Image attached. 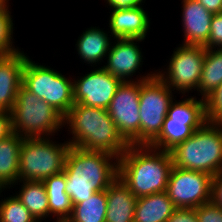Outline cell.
Segmentation results:
<instances>
[{"mask_svg":"<svg viewBox=\"0 0 222 222\" xmlns=\"http://www.w3.org/2000/svg\"><path fill=\"white\" fill-rule=\"evenodd\" d=\"M169 152L178 168L216 175L222 170V123L206 122Z\"/></svg>","mask_w":222,"mask_h":222,"instance_id":"obj_4","label":"cell"},{"mask_svg":"<svg viewBox=\"0 0 222 222\" xmlns=\"http://www.w3.org/2000/svg\"><path fill=\"white\" fill-rule=\"evenodd\" d=\"M206 119L210 123H222V83L205 99Z\"/></svg>","mask_w":222,"mask_h":222,"instance_id":"obj_28","label":"cell"},{"mask_svg":"<svg viewBox=\"0 0 222 222\" xmlns=\"http://www.w3.org/2000/svg\"><path fill=\"white\" fill-rule=\"evenodd\" d=\"M167 222H199L195 208H177Z\"/></svg>","mask_w":222,"mask_h":222,"instance_id":"obj_31","label":"cell"},{"mask_svg":"<svg viewBox=\"0 0 222 222\" xmlns=\"http://www.w3.org/2000/svg\"><path fill=\"white\" fill-rule=\"evenodd\" d=\"M176 209L166 191L138 197L133 222H167Z\"/></svg>","mask_w":222,"mask_h":222,"instance_id":"obj_21","label":"cell"},{"mask_svg":"<svg viewBox=\"0 0 222 222\" xmlns=\"http://www.w3.org/2000/svg\"><path fill=\"white\" fill-rule=\"evenodd\" d=\"M206 48L202 45H179L164 70H156V74L174 92L189 93L196 91L201 79ZM158 71V72H157ZM193 89V90H192Z\"/></svg>","mask_w":222,"mask_h":222,"instance_id":"obj_10","label":"cell"},{"mask_svg":"<svg viewBox=\"0 0 222 222\" xmlns=\"http://www.w3.org/2000/svg\"><path fill=\"white\" fill-rule=\"evenodd\" d=\"M66 192L73 205L88 200L118 178V158L106 152L70 146L65 157Z\"/></svg>","mask_w":222,"mask_h":222,"instance_id":"obj_1","label":"cell"},{"mask_svg":"<svg viewBox=\"0 0 222 222\" xmlns=\"http://www.w3.org/2000/svg\"><path fill=\"white\" fill-rule=\"evenodd\" d=\"M143 40L145 39H116L115 42H112L113 44L111 43L105 58L107 63L102 67L122 82L150 79L156 74L155 72L151 71L146 76L141 75L137 80L132 79L133 74L140 70L139 68L143 65V55L138 44Z\"/></svg>","mask_w":222,"mask_h":222,"instance_id":"obj_14","label":"cell"},{"mask_svg":"<svg viewBox=\"0 0 222 222\" xmlns=\"http://www.w3.org/2000/svg\"><path fill=\"white\" fill-rule=\"evenodd\" d=\"M0 3H9V0H0Z\"/></svg>","mask_w":222,"mask_h":222,"instance_id":"obj_36","label":"cell"},{"mask_svg":"<svg viewBox=\"0 0 222 222\" xmlns=\"http://www.w3.org/2000/svg\"><path fill=\"white\" fill-rule=\"evenodd\" d=\"M155 74L140 81V145H150L160 134L174 92Z\"/></svg>","mask_w":222,"mask_h":222,"instance_id":"obj_9","label":"cell"},{"mask_svg":"<svg viewBox=\"0 0 222 222\" xmlns=\"http://www.w3.org/2000/svg\"><path fill=\"white\" fill-rule=\"evenodd\" d=\"M205 48H222V12L214 14Z\"/></svg>","mask_w":222,"mask_h":222,"instance_id":"obj_30","label":"cell"},{"mask_svg":"<svg viewBox=\"0 0 222 222\" xmlns=\"http://www.w3.org/2000/svg\"><path fill=\"white\" fill-rule=\"evenodd\" d=\"M183 45H202L208 42L213 15L196 0L182 1Z\"/></svg>","mask_w":222,"mask_h":222,"instance_id":"obj_17","label":"cell"},{"mask_svg":"<svg viewBox=\"0 0 222 222\" xmlns=\"http://www.w3.org/2000/svg\"><path fill=\"white\" fill-rule=\"evenodd\" d=\"M172 167L169 151L129 145L118 158V178L138 198L166 191Z\"/></svg>","mask_w":222,"mask_h":222,"instance_id":"obj_2","label":"cell"},{"mask_svg":"<svg viewBox=\"0 0 222 222\" xmlns=\"http://www.w3.org/2000/svg\"><path fill=\"white\" fill-rule=\"evenodd\" d=\"M8 3H0V56H8L18 52L13 38L14 24Z\"/></svg>","mask_w":222,"mask_h":222,"instance_id":"obj_26","label":"cell"},{"mask_svg":"<svg viewBox=\"0 0 222 222\" xmlns=\"http://www.w3.org/2000/svg\"><path fill=\"white\" fill-rule=\"evenodd\" d=\"M73 81V100L96 108L108 109L121 80L106 71L103 67L91 69L90 72Z\"/></svg>","mask_w":222,"mask_h":222,"instance_id":"obj_13","label":"cell"},{"mask_svg":"<svg viewBox=\"0 0 222 222\" xmlns=\"http://www.w3.org/2000/svg\"><path fill=\"white\" fill-rule=\"evenodd\" d=\"M144 6L128 9H112L109 16V32L114 39H145L150 28V18Z\"/></svg>","mask_w":222,"mask_h":222,"instance_id":"obj_16","label":"cell"},{"mask_svg":"<svg viewBox=\"0 0 222 222\" xmlns=\"http://www.w3.org/2000/svg\"><path fill=\"white\" fill-rule=\"evenodd\" d=\"M211 201L222 209V170L212 176Z\"/></svg>","mask_w":222,"mask_h":222,"instance_id":"obj_32","label":"cell"},{"mask_svg":"<svg viewBox=\"0 0 222 222\" xmlns=\"http://www.w3.org/2000/svg\"><path fill=\"white\" fill-rule=\"evenodd\" d=\"M222 83V48H206L197 93L206 99Z\"/></svg>","mask_w":222,"mask_h":222,"instance_id":"obj_24","label":"cell"},{"mask_svg":"<svg viewBox=\"0 0 222 222\" xmlns=\"http://www.w3.org/2000/svg\"><path fill=\"white\" fill-rule=\"evenodd\" d=\"M107 212L106 190L96 191L88 200L73 205L66 222H105Z\"/></svg>","mask_w":222,"mask_h":222,"instance_id":"obj_25","label":"cell"},{"mask_svg":"<svg viewBox=\"0 0 222 222\" xmlns=\"http://www.w3.org/2000/svg\"><path fill=\"white\" fill-rule=\"evenodd\" d=\"M206 122L205 99L189 96L180 101H172L159 136L149 146L170 151L191 137Z\"/></svg>","mask_w":222,"mask_h":222,"instance_id":"obj_7","label":"cell"},{"mask_svg":"<svg viewBox=\"0 0 222 222\" xmlns=\"http://www.w3.org/2000/svg\"><path fill=\"white\" fill-rule=\"evenodd\" d=\"M10 113L13 132L23 138L51 137L65 127L64 116L23 85Z\"/></svg>","mask_w":222,"mask_h":222,"instance_id":"obj_5","label":"cell"},{"mask_svg":"<svg viewBox=\"0 0 222 222\" xmlns=\"http://www.w3.org/2000/svg\"><path fill=\"white\" fill-rule=\"evenodd\" d=\"M4 189H0V195ZM34 216L25 206L11 195L0 200V222H33Z\"/></svg>","mask_w":222,"mask_h":222,"instance_id":"obj_27","label":"cell"},{"mask_svg":"<svg viewBox=\"0 0 222 222\" xmlns=\"http://www.w3.org/2000/svg\"><path fill=\"white\" fill-rule=\"evenodd\" d=\"M64 125H69L72 139L68 142L72 147L106 152L119 158L129 146L103 108L74 104L64 116Z\"/></svg>","mask_w":222,"mask_h":222,"instance_id":"obj_3","label":"cell"},{"mask_svg":"<svg viewBox=\"0 0 222 222\" xmlns=\"http://www.w3.org/2000/svg\"><path fill=\"white\" fill-rule=\"evenodd\" d=\"M26 59L27 55L22 50L12 55L0 56V111L12 110L23 83Z\"/></svg>","mask_w":222,"mask_h":222,"instance_id":"obj_15","label":"cell"},{"mask_svg":"<svg viewBox=\"0 0 222 222\" xmlns=\"http://www.w3.org/2000/svg\"><path fill=\"white\" fill-rule=\"evenodd\" d=\"M105 222H133L137 197L117 178L106 190Z\"/></svg>","mask_w":222,"mask_h":222,"instance_id":"obj_18","label":"cell"},{"mask_svg":"<svg viewBox=\"0 0 222 222\" xmlns=\"http://www.w3.org/2000/svg\"><path fill=\"white\" fill-rule=\"evenodd\" d=\"M50 66L35 63L27 55L22 85L63 116L73 107V81Z\"/></svg>","mask_w":222,"mask_h":222,"instance_id":"obj_8","label":"cell"},{"mask_svg":"<svg viewBox=\"0 0 222 222\" xmlns=\"http://www.w3.org/2000/svg\"><path fill=\"white\" fill-rule=\"evenodd\" d=\"M212 14L222 12V0H196Z\"/></svg>","mask_w":222,"mask_h":222,"instance_id":"obj_35","label":"cell"},{"mask_svg":"<svg viewBox=\"0 0 222 222\" xmlns=\"http://www.w3.org/2000/svg\"><path fill=\"white\" fill-rule=\"evenodd\" d=\"M19 192L16 198L25 206L35 219L49 217L48 196L43 181H18Z\"/></svg>","mask_w":222,"mask_h":222,"instance_id":"obj_23","label":"cell"},{"mask_svg":"<svg viewBox=\"0 0 222 222\" xmlns=\"http://www.w3.org/2000/svg\"><path fill=\"white\" fill-rule=\"evenodd\" d=\"M199 222H222V209L212 201L195 208Z\"/></svg>","mask_w":222,"mask_h":222,"instance_id":"obj_29","label":"cell"},{"mask_svg":"<svg viewBox=\"0 0 222 222\" xmlns=\"http://www.w3.org/2000/svg\"><path fill=\"white\" fill-rule=\"evenodd\" d=\"M212 176L173 165L166 193L176 208H197L211 201Z\"/></svg>","mask_w":222,"mask_h":222,"instance_id":"obj_12","label":"cell"},{"mask_svg":"<svg viewBox=\"0 0 222 222\" xmlns=\"http://www.w3.org/2000/svg\"><path fill=\"white\" fill-rule=\"evenodd\" d=\"M139 94L140 81L121 82L107 109L129 145H140Z\"/></svg>","mask_w":222,"mask_h":222,"instance_id":"obj_11","label":"cell"},{"mask_svg":"<svg viewBox=\"0 0 222 222\" xmlns=\"http://www.w3.org/2000/svg\"><path fill=\"white\" fill-rule=\"evenodd\" d=\"M43 182L48 196L49 216H56V222H66L72 214L73 204L66 192L65 172L47 177Z\"/></svg>","mask_w":222,"mask_h":222,"instance_id":"obj_22","label":"cell"},{"mask_svg":"<svg viewBox=\"0 0 222 222\" xmlns=\"http://www.w3.org/2000/svg\"><path fill=\"white\" fill-rule=\"evenodd\" d=\"M145 0H106V3L109 5V7L112 9H128V8H134L141 5H144L142 3Z\"/></svg>","mask_w":222,"mask_h":222,"instance_id":"obj_34","label":"cell"},{"mask_svg":"<svg viewBox=\"0 0 222 222\" xmlns=\"http://www.w3.org/2000/svg\"><path fill=\"white\" fill-rule=\"evenodd\" d=\"M50 137L23 138L20 149L19 181H44L64 169L66 153L70 147L52 141Z\"/></svg>","mask_w":222,"mask_h":222,"instance_id":"obj_6","label":"cell"},{"mask_svg":"<svg viewBox=\"0 0 222 222\" xmlns=\"http://www.w3.org/2000/svg\"><path fill=\"white\" fill-rule=\"evenodd\" d=\"M13 133L11 113L0 111V141Z\"/></svg>","mask_w":222,"mask_h":222,"instance_id":"obj_33","label":"cell"},{"mask_svg":"<svg viewBox=\"0 0 222 222\" xmlns=\"http://www.w3.org/2000/svg\"><path fill=\"white\" fill-rule=\"evenodd\" d=\"M108 33L110 32L103 31L100 27L91 26L78 37L75 46L80 59H83L86 65L88 63L91 64L89 66L95 67L107 57L112 43L110 42L112 35H108Z\"/></svg>","mask_w":222,"mask_h":222,"instance_id":"obj_19","label":"cell"},{"mask_svg":"<svg viewBox=\"0 0 222 222\" xmlns=\"http://www.w3.org/2000/svg\"><path fill=\"white\" fill-rule=\"evenodd\" d=\"M22 141L15 132L0 141V189L18 185Z\"/></svg>","mask_w":222,"mask_h":222,"instance_id":"obj_20","label":"cell"},{"mask_svg":"<svg viewBox=\"0 0 222 222\" xmlns=\"http://www.w3.org/2000/svg\"><path fill=\"white\" fill-rule=\"evenodd\" d=\"M43 219H35L33 222H42Z\"/></svg>","mask_w":222,"mask_h":222,"instance_id":"obj_37","label":"cell"}]
</instances>
